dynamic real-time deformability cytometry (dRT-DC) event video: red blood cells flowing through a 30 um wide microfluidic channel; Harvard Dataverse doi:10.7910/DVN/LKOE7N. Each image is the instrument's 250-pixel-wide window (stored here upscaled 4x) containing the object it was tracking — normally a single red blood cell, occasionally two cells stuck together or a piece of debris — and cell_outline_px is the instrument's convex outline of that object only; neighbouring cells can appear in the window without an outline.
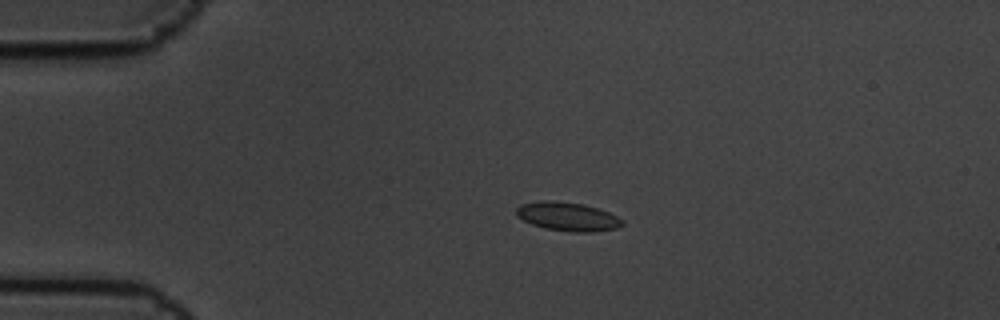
{"species": "common noctule bat (a hibernating species)", "species_latin": "Nyctalus noctula", "temperature_condition": "cold", "stored_images_in_passage": 7, "camera_frame_rate_fps": 3000, "um_per_image_px": 0.085, "animal": {"sex": "male", "body_mass_g": 19.5, "forearm_length_mm": 54.6}, "frame": {"image": 1, "passage_image": 5, "time_ms": 1.333, "image_size_px": [1000, 320], "cell_outline_px": [[624, 224], [616, 228], [592, 232], [572, 232], [544, 228], [532, 224], [516, 216], [516, 208], [520, 204], [540, 200], [552, 200], [584, 204], [608, 212], [624, 220]], "centroid_in_image_um": [48.23, 18.4], "position_along_channel_um": 36.8, "area_um2": 17.8}}
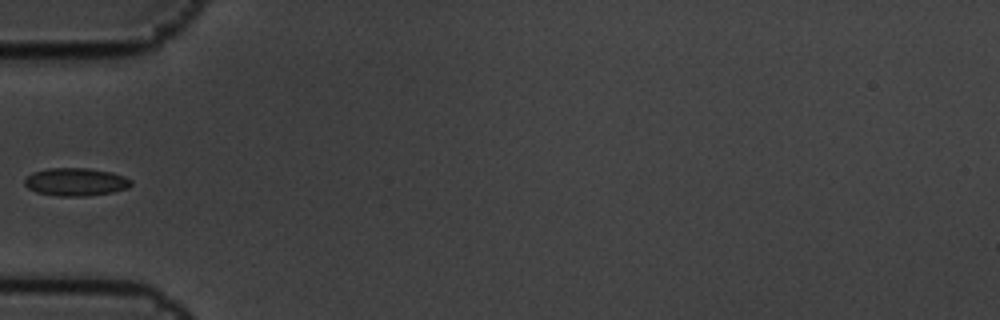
{"frame": {"image": 2, "passage_image": 7, "time_ms": 2.0, "image_size_px": [1000, 320], "cell_outline_px": [[132, 184], [128, 188], [112, 192], [84, 196], [56, 196], [36, 192], [28, 188], [24, 184], [24, 180], [32, 172], [48, 168], [88, 168], [112, 172], [124, 176], [132, 180]], "centroid_in_image_um": [6.44, 15.46], "position_along_channel_um": 78.6, "area_um2": 17.4}}